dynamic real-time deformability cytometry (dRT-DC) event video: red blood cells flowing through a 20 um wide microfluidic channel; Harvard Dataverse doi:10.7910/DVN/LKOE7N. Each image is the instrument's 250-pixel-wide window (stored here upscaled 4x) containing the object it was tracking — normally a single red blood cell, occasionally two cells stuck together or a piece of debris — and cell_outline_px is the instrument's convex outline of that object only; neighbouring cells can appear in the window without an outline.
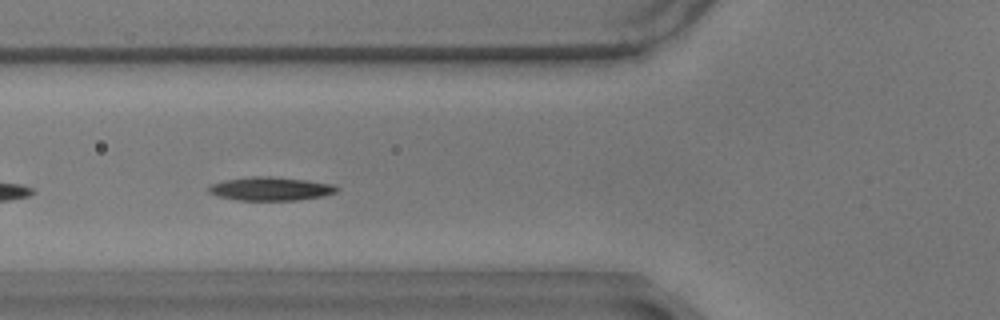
{"species": "common noctule bat (a hibernating species)", "species_latin": "Nyctalus noctula", "temperature_condition": "warm", "stored_images_in_passage": 8, "camera_frame_rate_fps": 3000, "um_per_image_px": 0.085, "animal": {"sex": "male", "body_mass_g": 17.9}, "frame": {"image": 1, "passage_image": 6, "time_ms": 1.667, "image_size_px": [1000, 320], "cell_outline_px": [[340, 188], [336, 192], [324, 196], [296, 200], [236, 200], [216, 196], [208, 192], [208, 188], [212, 184], [224, 180], [252, 176], [272, 176], [308, 180], [336, 184]], "centroid_in_image_um": [23.03, 16.04], "position_along_channel_um": 102.8, "area_um2": 17.8}}